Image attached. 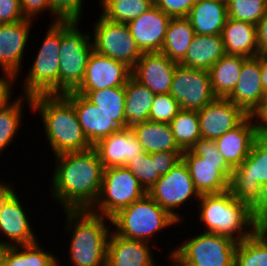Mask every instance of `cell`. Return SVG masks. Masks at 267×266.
<instances>
[{"instance_id": "1", "label": "cell", "mask_w": 267, "mask_h": 266, "mask_svg": "<svg viewBox=\"0 0 267 266\" xmlns=\"http://www.w3.org/2000/svg\"><path fill=\"white\" fill-rule=\"evenodd\" d=\"M54 158L51 197L63 210L90 209L99 197L104 172L96 150L63 153Z\"/></svg>"}, {"instance_id": "2", "label": "cell", "mask_w": 267, "mask_h": 266, "mask_svg": "<svg viewBox=\"0 0 267 266\" xmlns=\"http://www.w3.org/2000/svg\"><path fill=\"white\" fill-rule=\"evenodd\" d=\"M32 111L39 112L53 155L93 148L78 121L74 105L63 94L31 97Z\"/></svg>"}, {"instance_id": "3", "label": "cell", "mask_w": 267, "mask_h": 266, "mask_svg": "<svg viewBox=\"0 0 267 266\" xmlns=\"http://www.w3.org/2000/svg\"><path fill=\"white\" fill-rule=\"evenodd\" d=\"M66 229L71 233L68 246L73 266H106L111 219L86 210H65ZM107 221H109L107 223ZM71 230V231H69Z\"/></svg>"}, {"instance_id": "4", "label": "cell", "mask_w": 267, "mask_h": 266, "mask_svg": "<svg viewBox=\"0 0 267 266\" xmlns=\"http://www.w3.org/2000/svg\"><path fill=\"white\" fill-rule=\"evenodd\" d=\"M198 201V219L206 226L203 232L229 236L239 242L259 227L253 220L251 208L229 190L201 194Z\"/></svg>"}, {"instance_id": "5", "label": "cell", "mask_w": 267, "mask_h": 266, "mask_svg": "<svg viewBox=\"0 0 267 266\" xmlns=\"http://www.w3.org/2000/svg\"><path fill=\"white\" fill-rule=\"evenodd\" d=\"M181 159L200 195L229 190L233 168L218 150L215 139L200 137L189 150L183 151Z\"/></svg>"}, {"instance_id": "6", "label": "cell", "mask_w": 267, "mask_h": 266, "mask_svg": "<svg viewBox=\"0 0 267 266\" xmlns=\"http://www.w3.org/2000/svg\"><path fill=\"white\" fill-rule=\"evenodd\" d=\"M111 223L117 235L150 243L156 233L178 221L146 193L115 214Z\"/></svg>"}, {"instance_id": "7", "label": "cell", "mask_w": 267, "mask_h": 266, "mask_svg": "<svg viewBox=\"0 0 267 266\" xmlns=\"http://www.w3.org/2000/svg\"><path fill=\"white\" fill-rule=\"evenodd\" d=\"M78 24L61 21L59 94L75 91L80 86L94 50L91 35L80 31Z\"/></svg>"}, {"instance_id": "8", "label": "cell", "mask_w": 267, "mask_h": 266, "mask_svg": "<svg viewBox=\"0 0 267 266\" xmlns=\"http://www.w3.org/2000/svg\"><path fill=\"white\" fill-rule=\"evenodd\" d=\"M47 29L44 41L23 82L25 96L59 94L61 21L52 22Z\"/></svg>"}, {"instance_id": "9", "label": "cell", "mask_w": 267, "mask_h": 266, "mask_svg": "<svg viewBox=\"0 0 267 266\" xmlns=\"http://www.w3.org/2000/svg\"><path fill=\"white\" fill-rule=\"evenodd\" d=\"M146 193L126 167H109L104 169L99 197L89 210L111 219Z\"/></svg>"}, {"instance_id": "10", "label": "cell", "mask_w": 267, "mask_h": 266, "mask_svg": "<svg viewBox=\"0 0 267 266\" xmlns=\"http://www.w3.org/2000/svg\"><path fill=\"white\" fill-rule=\"evenodd\" d=\"M267 183V140L256 137L250 153L241 165L234 167L229 191L252 208L260 198L261 188Z\"/></svg>"}, {"instance_id": "11", "label": "cell", "mask_w": 267, "mask_h": 266, "mask_svg": "<svg viewBox=\"0 0 267 266\" xmlns=\"http://www.w3.org/2000/svg\"><path fill=\"white\" fill-rule=\"evenodd\" d=\"M94 25V51L122 62L132 69L143 53L130 34L128 25L110 21L102 15Z\"/></svg>"}, {"instance_id": "12", "label": "cell", "mask_w": 267, "mask_h": 266, "mask_svg": "<svg viewBox=\"0 0 267 266\" xmlns=\"http://www.w3.org/2000/svg\"><path fill=\"white\" fill-rule=\"evenodd\" d=\"M147 194L179 223L184 219L174 209L180 208L192 197L199 200L187 165L181 159L167 174L162 175ZM182 219V220H181Z\"/></svg>"}, {"instance_id": "13", "label": "cell", "mask_w": 267, "mask_h": 266, "mask_svg": "<svg viewBox=\"0 0 267 266\" xmlns=\"http://www.w3.org/2000/svg\"><path fill=\"white\" fill-rule=\"evenodd\" d=\"M182 244L175 249L194 266H234L238 242L229 236L201 232Z\"/></svg>"}, {"instance_id": "14", "label": "cell", "mask_w": 267, "mask_h": 266, "mask_svg": "<svg viewBox=\"0 0 267 266\" xmlns=\"http://www.w3.org/2000/svg\"><path fill=\"white\" fill-rule=\"evenodd\" d=\"M169 94L183 110H201L216 96L211 87L209 72L177 63Z\"/></svg>"}, {"instance_id": "15", "label": "cell", "mask_w": 267, "mask_h": 266, "mask_svg": "<svg viewBox=\"0 0 267 266\" xmlns=\"http://www.w3.org/2000/svg\"><path fill=\"white\" fill-rule=\"evenodd\" d=\"M63 95L74 105L83 132L93 146L99 140L114 132H121L128 126L126 120H116V116L106 114L84 95L75 91Z\"/></svg>"}, {"instance_id": "16", "label": "cell", "mask_w": 267, "mask_h": 266, "mask_svg": "<svg viewBox=\"0 0 267 266\" xmlns=\"http://www.w3.org/2000/svg\"><path fill=\"white\" fill-rule=\"evenodd\" d=\"M16 190L13 189L0 204V234L9 240H0L4 247L37 243L31 223Z\"/></svg>"}, {"instance_id": "17", "label": "cell", "mask_w": 267, "mask_h": 266, "mask_svg": "<svg viewBox=\"0 0 267 266\" xmlns=\"http://www.w3.org/2000/svg\"><path fill=\"white\" fill-rule=\"evenodd\" d=\"M132 77V69L122 62L93 50L89 57L86 73L75 92L85 95L91 90L125 86Z\"/></svg>"}, {"instance_id": "18", "label": "cell", "mask_w": 267, "mask_h": 266, "mask_svg": "<svg viewBox=\"0 0 267 266\" xmlns=\"http://www.w3.org/2000/svg\"><path fill=\"white\" fill-rule=\"evenodd\" d=\"M201 137L217 139L237 127L248 115L228 98L216 97L197 111Z\"/></svg>"}, {"instance_id": "19", "label": "cell", "mask_w": 267, "mask_h": 266, "mask_svg": "<svg viewBox=\"0 0 267 266\" xmlns=\"http://www.w3.org/2000/svg\"><path fill=\"white\" fill-rule=\"evenodd\" d=\"M177 62L162 52H145L132 68V78L154 94L169 93Z\"/></svg>"}, {"instance_id": "20", "label": "cell", "mask_w": 267, "mask_h": 266, "mask_svg": "<svg viewBox=\"0 0 267 266\" xmlns=\"http://www.w3.org/2000/svg\"><path fill=\"white\" fill-rule=\"evenodd\" d=\"M265 90L261 83L260 54L243 61L242 70L233 91L226 97L252 115L264 102Z\"/></svg>"}, {"instance_id": "21", "label": "cell", "mask_w": 267, "mask_h": 266, "mask_svg": "<svg viewBox=\"0 0 267 266\" xmlns=\"http://www.w3.org/2000/svg\"><path fill=\"white\" fill-rule=\"evenodd\" d=\"M171 18L154 4L127 23L130 34L142 53L161 52Z\"/></svg>"}, {"instance_id": "22", "label": "cell", "mask_w": 267, "mask_h": 266, "mask_svg": "<svg viewBox=\"0 0 267 266\" xmlns=\"http://www.w3.org/2000/svg\"><path fill=\"white\" fill-rule=\"evenodd\" d=\"M35 19L0 24V69L19 76L30 29Z\"/></svg>"}, {"instance_id": "23", "label": "cell", "mask_w": 267, "mask_h": 266, "mask_svg": "<svg viewBox=\"0 0 267 266\" xmlns=\"http://www.w3.org/2000/svg\"><path fill=\"white\" fill-rule=\"evenodd\" d=\"M93 148L98 153L104 169L125 166L144 153L135 130L128 126L121 132H114L99 140Z\"/></svg>"}, {"instance_id": "24", "label": "cell", "mask_w": 267, "mask_h": 266, "mask_svg": "<svg viewBox=\"0 0 267 266\" xmlns=\"http://www.w3.org/2000/svg\"><path fill=\"white\" fill-rule=\"evenodd\" d=\"M150 244L121 237L112 230L107 244L106 266H156Z\"/></svg>"}, {"instance_id": "25", "label": "cell", "mask_w": 267, "mask_h": 266, "mask_svg": "<svg viewBox=\"0 0 267 266\" xmlns=\"http://www.w3.org/2000/svg\"><path fill=\"white\" fill-rule=\"evenodd\" d=\"M252 115H248L237 127L215 139L218 150L226 162L237 167L250 153L256 136V125Z\"/></svg>"}, {"instance_id": "26", "label": "cell", "mask_w": 267, "mask_h": 266, "mask_svg": "<svg viewBox=\"0 0 267 266\" xmlns=\"http://www.w3.org/2000/svg\"><path fill=\"white\" fill-rule=\"evenodd\" d=\"M221 36L227 55L246 58L259 55L256 25L228 18Z\"/></svg>"}, {"instance_id": "27", "label": "cell", "mask_w": 267, "mask_h": 266, "mask_svg": "<svg viewBox=\"0 0 267 266\" xmlns=\"http://www.w3.org/2000/svg\"><path fill=\"white\" fill-rule=\"evenodd\" d=\"M187 18L195 34L221 35L228 19L227 2L197 0Z\"/></svg>"}, {"instance_id": "28", "label": "cell", "mask_w": 267, "mask_h": 266, "mask_svg": "<svg viewBox=\"0 0 267 266\" xmlns=\"http://www.w3.org/2000/svg\"><path fill=\"white\" fill-rule=\"evenodd\" d=\"M225 54L221 35L196 34L179 64L208 71Z\"/></svg>"}, {"instance_id": "29", "label": "cell", "mask_w": 267, "mask_h": 266, "mask_svg": "<svg viewBox=\"0 0 267 266\" xmlns=\"http://www.w3.org/2000/svg\"><path fill=\"white\" fill-rule=\"evenodd\" d=\"M137 140L144 152L157 153L164 151H182L174 139L169 123L147 120L133 126Z\"/></svg>"}, {"instance_id": "30", "label": "cell", "mask_w": 267, "mask_h": 266, "mask_svg": "<svg viewBox=\"0 0 267 266\" xmlns=\"http://www.w3.org/2000/svg\"><path fill=\"white\" fill-rule=\"evenodd\" d=\"M125 88V120L128 127L149 120L155 94L132 77Z\"/></svg>"}, {"instance_id": "31", "label": "cell", "mask_w": 267, "mask_h": 266, "mask_svg": "<svg viewBox=\"0 0 267 266\" xmlns=\"http://www.w3.org/2000/svg\"><path fill=\"white\" fill-rule=\"evenodd\" d=\"M246 57L225 54L209 70L211 87L216 97L226 98L239 79Z\"/></svg>"}, {"instance_id": "32", "label": "cell", "mask_w": 267, "mask_h": 266, "mask_svg": "<svg viewBox=\"0 0 267 266\" xmlns=\"http://www.w3.org/2000/svg\"><path fill=\"white\" fill-rule=\"evenodd\" d=\"M195 35L187 17H172L161 52L170 60L179 63L185 57Z\"/></svg>"}, {"instance_id": "33", "label": "cell", "mask_w": 267, "mask_h": 266, "mask_svg": "<svg viewBox=\"0 0 267 266\" xmlns=\"http://www.w3.org/2000/svg\"><path fill=\"white\" fill-rule=\"evenodd\" d=\"M58 257L43 249L39 242L32 245L4 247L3 266H59Z\"/></svg>"}, {"instance_id": "34", "label": "cell", "mask_w": 267, "mask_h": 266, "mask_svg": "<svg viewBox=\"0 0 267 266\" xmlns=\"http://www.w3.org/2000/svg\"><path fill=\"white\" fill-rule=\"evenodd\" d=\"M234 266H267V235L259 227L238 242Z\"/></svg>"}, {"instance_id": "35", "label": "cell", "mask_w": 267, "mask_h": 266, "mask_svg": "<svg viewBox=\"0 0 267 266\" xmlns=\"http://www.w3.org/2000/svg\"><path fill=\"white\" fill-rule=\"evenodd\" d=\"M101 15L113 22L128 23L154 5V0H100Z\"/></svg>"}, {"instance_id": "36", "label": "cell", "mask_w": 267, "mask_h": 266, "mask_svg": "<svg viewBox=\"0 0 267 266\" xmlns=\"http://www.w3.org/2000/svg\"><path fill=\"white\" fill-rule=\"evenodd\" d=\"M25 100H27L29 109L32 110L31 97L24 95H19L14 101H11L12 103L8 107L0 110V154L10 146L9 144L12 143L20 129Z\"/></svg>"}, {"instance_id": "37", "label": "cell", "mask_w": 267, "mask_h": 266, "mask_svg": "<svg viewBox=\"0 0 267 266\" xmlns=\"http://www.w3.org/2000/svg\"><path fill=\"white\" fill-rule=\"evenodd\" d=\"M169 124L176 144L182 151L189 150L201 137L199 117L195 110L181 109Z\"/></svg>"}, {"instance_id": "38", "label": "cell", "mask_w": 267, "mask_h": 266, "mask_svg": "<svg viewBox=\"0 0 267 266\" xmlns=\"http://www.w3.org/2000/svg\"><path fill=\"white\" fill-rule=\"evenodd\" d=\"M84 96L106 114L116 116V120H125L124 86L91 90Z\"/></svg>"}, {"instance_id": "39", "label": "cell", "mask_w": 267, "mask_h": 266, "mask_svg": "<svg viewBox=\"0 0 267 266\" xmlns=\"http://www.w3.org/2000/svg\"><path fill=\"white\" fill-rule=\"evenodd\" d=\"M228 18L256 25L267 12V0H226Z\"/></svg>"}, {"instance_id": "40", "label": "cell", "mask_w": 267, "mask_h": 266, "mask_svg": "<svg viewBox=\"0 0 267 266\" xmlns=\"http://www.w3.org/2000/svg\"><path fill=\"white\" fill-rule=\"evenodd\" d=\"M124 167L131 171L138 179L140 185L148 192L155 182L161 177L157 172L156 153H142L141 156L135 157Z\"/></svg>"}, {"instance_id": "41", "label": "cell", "mask_w": 267, "mask_h": 266, "mask_svg": "<svg viewBox=\"0 0 267 266\" xmlns=\"http://www.w3.org/2000/svg\"><path fill=\"white\" fill-rule=\"evenodd\" d=\"M181 110L177 102L169 93L155 94L149 112V120L160 123H170Z\"/></svg>"}, {"instance_id": "42", "label": "cell", "mask_w": 267, "mask_h": 266, "mask_svg": "<svg viewBox=\"0 0 267 266\" xmlns=\"http://www.w3.org/2000/svg\"><path fill=\"white\" fill-rule=\"evenodd\" d=\"M51 11L55 15L53 23L59 21L79 22L82 18L83 0H49Z\"/></svg>"}, {"instance_id": "43", "label": "cell", "mask_w": 267, "mask_h": 266, "mask_svg": "<svg viewBox=\"0 0 267 266\" xmlns=\"http://www.w3.org/2000/svg\"><path fill=\"white\" fill-rule=\"evenodd\" d=\"M197 0H154V4L170 17H187Z\"/></svg>"}, {"instance_id": "44", "label": "cell", "mask_w": 267, "mask_h": 266, "mask_svg": "<svg viewBox=\"0 0 267 266\" xmlns=\"http://www.w3.org/2000/svg\"><path fill=\"white\" fill-rule=\"evenodd\" d=\"M26 19L19 0H0V24H10Z\"/></svg>"}, {"instance_id": "45", "label": "cell", "mask_w": 267, "mask_h": 266, "mask_svg": "<svg viewBox=\"0 0 267 266\" xmlns=\"http://www.w3.org/2000/svg\"><path fill=\"white\" fill-rule=\"evenodd\" d=\"M183 151H164L156 153L157 172L167 174L180 160Z\"/></svg>"}, {"instance_id": "46", "label": "cell", "mask_w": 267, "mask_h": 266, "mask_svg": "<svg viewBox=\"0 0 267 266\" xmlns=\"http://www.w3.org/2000/svg\"><path fill=\"white\" fill-rule=\"evenodd\" d=\"M3 76H0V110L8 107L11 104L10 98L12 97V86L15 83L16 75L1 71Z\"/></svg>"}, {"instance_id": "47", "label": "cell", "mask_w": 267, "mask_h": 266, "mask_svg": "<svg viewBox=\"0 0 267 266\" xmlns=\"http://www.w3.org/2000/svg\"><path fill=\"white\" fill-rule=\"evenodd\" d=\"M22 14L25 18L33 19L43 10H48L50 14L55 16L51 11L49 0H19Z\"/></svg>"}, {"instance_id": "48", "label": "cell", "mask_w": 267, "mask_h": 266, "mask_svg": "<svg viewBox=\"0 0 267 266\" xmlns=\"http://www.w3.org/2000/svg\"><path fill=\"white\" fill-rule=\"evenodd\" d=\"M251 213L258 226L267 220V183L262 186L260 198L251 208Z\"/></svg>"}, {"instance_id": "49", "label": "cell", "mask_w": 267, "mask_h": 266, "mask_svg": "<svg viewBox=\"0 0 267 266\" xmlns=\"http://www.w3.org/2000/svg\"><path fill=\"white\" fill-rule=\"evenodd\" d=\"M252 116L256 125V136L267 140V106H260Z\"/></svg>"}, {"instance_id": "50", "label": "cell", "mask_w": 267, "mask_h": 266, "mask_svg": "<svg viewBox=\"0 0 267 266\" xmlns=\"http://www.w3.org/2000/svg\"><path fill=\"white\" fill-rule=\"evenodd\" d=\"M259 54H267V12L256 24Z\"/></svg>"}, {"instance_id": "51", "label": "cell", "mask_w": 267, "mask_h": 266, "mask_svg": "<svg viewBox=\"0 0 267 266\" xmlns=\"http://www.w3.org/2000/svg\"><path fill=\"white\" fill-rule=\"evenodd\" d=\"M168 254L169 260H171V264L173 266H194L190 261H188L184 256H182L175 248L174 250Z\"/></svg>"}, {"instance_id": "52", "label": "cell", "mask_w": 267, "mask_h": 266, "mask_svg": "<svg viewBox=\"0 0 267 266\" xmlns=\"http://www.w3.org/2000/svg\"><path fill=\"white\" fill-rule=\"evenodd\" d=\"M261 83L267 92V54H260Z\"/></svg>"}, {"instance_id": "53", "label": "cell", "mask_w": 267, "mask_h": 266, "mask_svg": "<svg viewBox=\"0 0 267 266\" xmlns=\"http://www.w3.org/2000/svg\"><path fill=\"white\" fill-rule=\"evenodd\" d=\"M13 190V187L11 184L4 182L2 183L0 181V204L4 200V198Z\"/></svg>"}, {"instance_id": "54", "label": "cell", "mask_w": 267, "mask_h": 266, "mask_svg": "<svg viewBox=\"0 0 267 266\" xmlns=\"http://www.w3.org/2000/svg\"><path fill=\"white\" fill-rule=\"evenodd\" d=\"M4 259V246L0 244V266H3Z\"/></svg>"}, {"instance_id": "55", "label": "cell", "mask_w": 267, "mask_h": 266, "mask_svg": "<svg viewBox=\"0 0 267 266\" xmlns=\"http://www.w3.org/2000/svg\"><path fill=\"white\" fill-rule=\"evenodd\" d=\"M259 228L267 235V220L262 223Z\"/></svg>"}, {"instance_id": "56", "label": "cell", "mask_w": 267, "mask_h": 266, "mask_svg": "<svg viewBox=\"0 0 267 266\" xmlns=\"http://www.w3.org/2000/svg\"><path fill=\"white\" fill-rule=\"evenodd\" d=\"M261 106H267V92L265 94V99H264V102Z\"/></svg>"}, {"instance_id": "57", "label": "cell", "mask_w": 267, "mask_h": 266, "mask_svg": "<svg viewBox=\"0 0 267 266\" xmlns=\"http://www.w3.org/2000/svg\"><path fill=\"white\" fill-rule=\"evenodd\" d=\"M209 1H226V0H209Z\"/></svg>"}]
</instances>
